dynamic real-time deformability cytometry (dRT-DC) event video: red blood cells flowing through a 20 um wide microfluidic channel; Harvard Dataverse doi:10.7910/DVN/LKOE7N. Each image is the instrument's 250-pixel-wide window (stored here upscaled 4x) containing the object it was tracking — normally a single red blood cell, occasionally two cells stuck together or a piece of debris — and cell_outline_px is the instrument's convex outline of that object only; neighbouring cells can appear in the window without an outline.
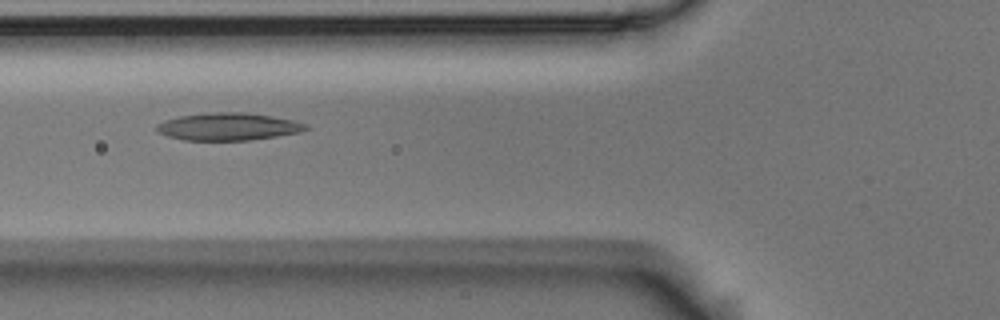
{"species": "Egyptian fruit bat (a non-hibernating species)", "species_latin": "Rousettus aegyptiacus", "temperature_condition": "room temperature", "stored_images_in_passage": 56, "camera_frame_rate_fps": 3000, "um_per_image_px": 0.085, "animal": {"sex": "male"}, "frame": {"image": 1, "passage_image": 21, "time_ms": 6.667, "image_size_px": [1000, 320], "cell_outline_px": [[308, 128], [300, 132], [276, 136], [248, 140], [184, 140], [168, 136], [156, 132], [156, 124], [164, 120], [180, 116], [208, 112], [248, 112], [296, 120], [308, 124]], "centroid_in_image_um": [19.4, 10.75], "position_along_channel_um": 106.4, "area_um2": 24.04}}
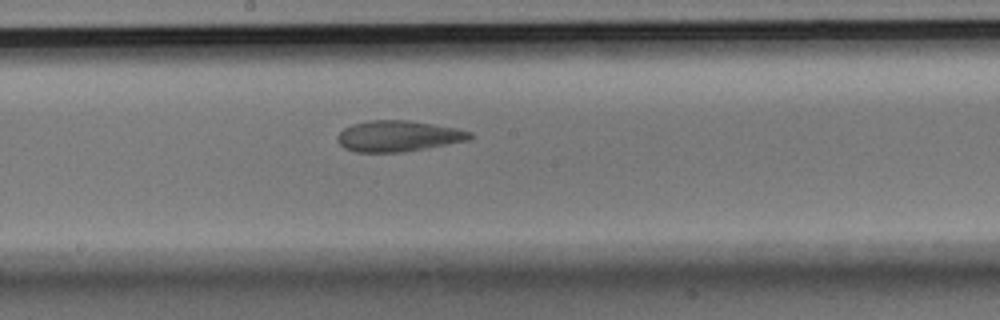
{"frame": {"image": 2, "passage_image": 30, "time_ms": 9.667, "image_size_px": [1000, 320], "cell_outline_px": [[472, 136], [468, 140], [404, 152], [356, 152], [344, 148], [336, 140], [336, 136], [344, 128], [352, 124], [368, 120], [408, 120], [456, 128], [472, 132]], "centroid_in_image_um": [33.8, 11.56], "position_along_channel_um": 214.4, "area_um2": 23.81}}
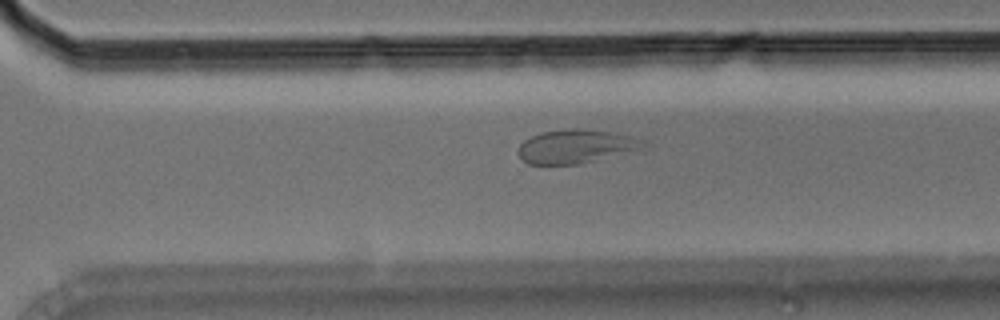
{"frame": {"image": 3, "passage_image": 39, "time_ms": 12.667, "image_size_px": [1000, 320], "cell_outline_px": [[644, 144], [636, 148], [580, 164], [528, 164], [520, 156], [520, 144], [524, 140], [540, 132], [572, 128], [580, 128], [616, 132], [632, 136], [644, 140]], "centroid_in_image_um": [48.88, 12.41], "position_along_channel_um": 321.7, "area_um2": 23.87}, "authors_computed_cell_mechanics": {"area_um2": 25.2297, "velocity_mm_per_s": 3.59, "shape_relaxation_time_tau1_ms": null, "shape_relaxation_time_tau2_ms": 1.6292, "deformation_change_tau1": null, "deformation_change_tau2": 0.0693}}